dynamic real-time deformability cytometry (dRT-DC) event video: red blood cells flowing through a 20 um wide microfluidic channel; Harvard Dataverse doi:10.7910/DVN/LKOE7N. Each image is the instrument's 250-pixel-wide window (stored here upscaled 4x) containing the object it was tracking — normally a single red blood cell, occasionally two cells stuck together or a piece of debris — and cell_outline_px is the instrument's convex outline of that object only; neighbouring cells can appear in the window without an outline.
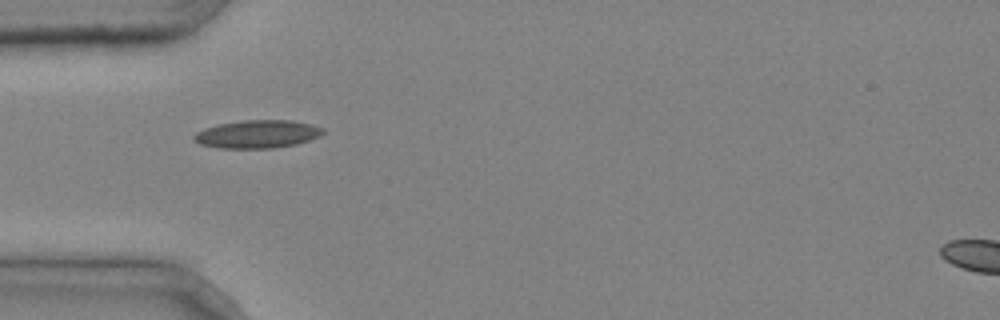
{"species": "common noctule bat (a hibernating species)", "species_latin": "Nyctalus noctula", "temperature_condition": "cold", "stored_images_in_passage": 7, "camera_frame_rate_fps": 3000, "um_per_image_px": 0.085, "animal": {"sex": "male", "body_mass_g": 20.4}, "frame": {"image": 1, "passage_image": 5, "time_ms": 1.333, "image_size_px": [1000, 320], "cell_outline_px": [[324, 132], [320, 136], [296, 144], [272, 148], [220, 148], [200, 144], [192, 140], [192, 136], [196, 132], [204, 128], [220, 124], [244, 120], [292, 120], [312, 124], [324, 128]], "centroid_in_image_um": [21.87, 11.39], "position_along_channel_um": 63.1, "area_um2": 21.1}}